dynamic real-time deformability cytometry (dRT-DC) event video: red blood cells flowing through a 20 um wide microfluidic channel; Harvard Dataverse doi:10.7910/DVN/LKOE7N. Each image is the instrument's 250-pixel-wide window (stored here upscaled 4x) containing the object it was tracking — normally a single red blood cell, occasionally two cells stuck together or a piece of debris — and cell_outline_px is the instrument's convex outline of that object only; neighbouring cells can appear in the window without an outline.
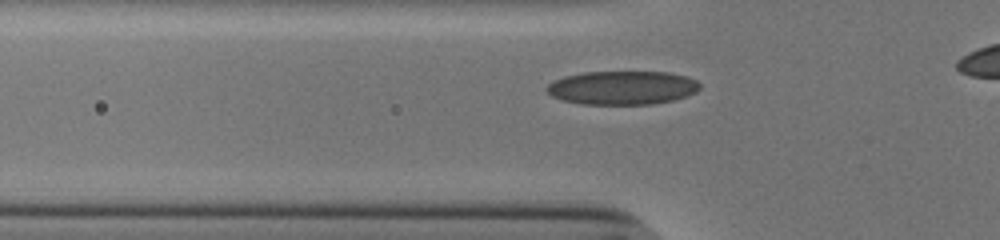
{"species": "human", "species_latin": "Homo sapiens", "temperature_condition": "cold", "stored_images_in_passage": 35, "camera_frame_rate_fps": 3000, "um_per_image_px": 0.085, "donor": {"sex": "male"}, "frame": {"image": 1, "passage_image": 9, "time_ms": 2.667, "image_size_px": [1000, 240], "cell_outline_px": [[700, 88], [696, 92], [672, 100], [652, 104], [580, 104], [564, 100], [552, 96], [544, 88], [552, 80], [564, 76], [584, 72], [668, 72], [688, 76], [696, 80], [700, 84]], "centroid_in_image_um": [52.88, 7.45], "position_along_channel_um": 72.9, "area_um2": 30.11}}
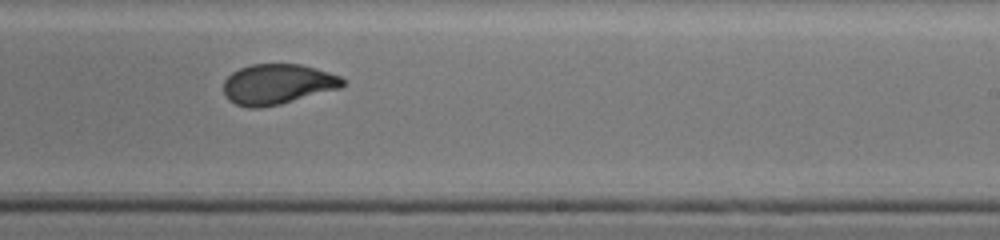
{"frame": {"image": 2, "passage_image": 24, "time_ms": 7.667, "image_size_px": [1000, 240], "cell_outline_px": [[344, 84], [340, 88], [280, 104], [260, 108], [248, 108], [236, 104], [228, 100], [224, 96], [224, 80], [232, 72], [240, 68], [252, 64], [300, 64], [316, 68], [340, 76], [344, 80]], "centroid_in_image_um": [23.56, 7.16], "position_along_channel_um": 265.4, "area_um2": 27.98}}
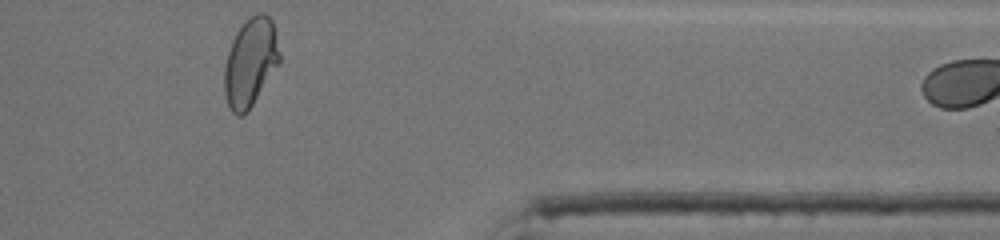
{"frame": {"image": 3, "passage_image": 35, "time_ms": 11.333, "image_size_px": [1000, 240], "cell_outline_px": [[280, 64], [252, 104], [240, 116], [236, 116], [232, 112], [228, 104], [224, 92], [224, 68], [228, 52], [232, 40], [236, 32], [256, 12], [264, 12], [272, 20], [276, 32], [280, 52]], "centroid_in_image_um": [21.3, 5.28], "position_along_channel_um": 390.1, "area_um2": 28.26}, "authors_computed_cell_mechanics": {"area_um2": 28.6688, "velocity_mm_per_s": 3.86, "shape_relaxation_time_tau1_ms": 4.9664, "shape_relaxation_time_tau2_ms": 0.7893, "deformation_change_tau1": 0.1883, "deformation_change_tau2": 0.0515}}